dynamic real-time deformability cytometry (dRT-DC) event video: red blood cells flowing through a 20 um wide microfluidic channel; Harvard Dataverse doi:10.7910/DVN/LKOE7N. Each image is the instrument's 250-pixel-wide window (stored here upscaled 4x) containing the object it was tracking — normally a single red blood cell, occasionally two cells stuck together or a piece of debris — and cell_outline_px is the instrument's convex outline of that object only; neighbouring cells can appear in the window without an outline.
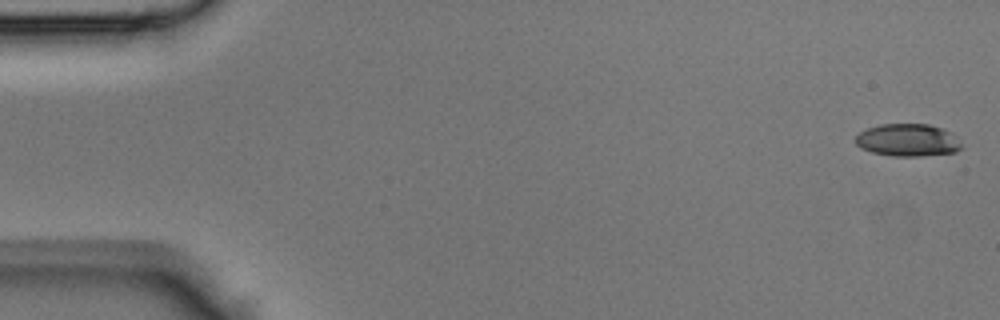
{"species": "Egyptian fruit bat (a non-hibernating species)", "species_latin": "Rousettus aegyptiacus", "temperature_condition": "room temperature", "stored_images_in_passage": 44, "camera_frame_rate_fps": 3000, "um_per_image_px": 0.085, "animal": {"sex": "male"}, "frame": {"image": 1, "passage_image": 1, "time_ms": 0.0, "image_size_px": [1000, 320], "cell_outline_px": [[964, 148], [956, 152], [920, 156], [892, 156], [872, 152], [860, 148], [856, 144], [856, 136], [860, 132], [868, 128], [880, 124], [928, 124], [944, 128], [952, 132]], "centroid_in_image_um": [77.19, 11.91], "position_along_channel_um": 7.8, "area_um2": 20.23}}
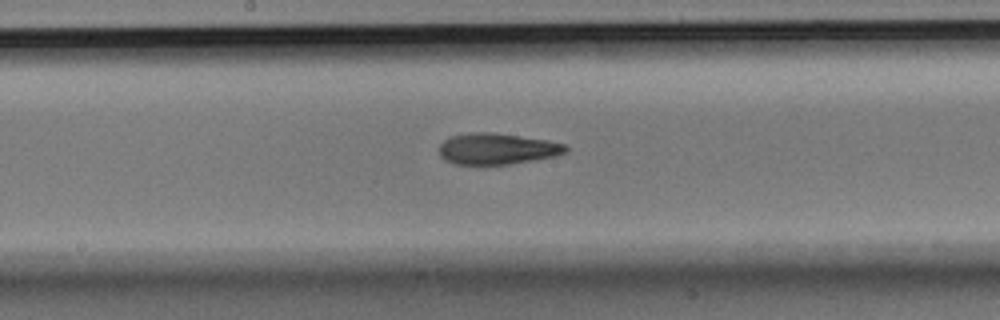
{"frame": {"image": 2, "passage_image": 23, "time_ms": 7.333, "image_size_px": [1000, 320], "cell_outline_px": [[568, 152], [552, 156], [508, 164], [456, 164], [444, 160], [440, 156], [440, 144], [444, 140], [452, 136], [468, 132], [492, 132], [548, 140], [564, 144], [568, 148]], "centroid_in_image_um": [42.22, 12.63], "position_along_channel_um": 206.0, "area_um2": 22.77}}
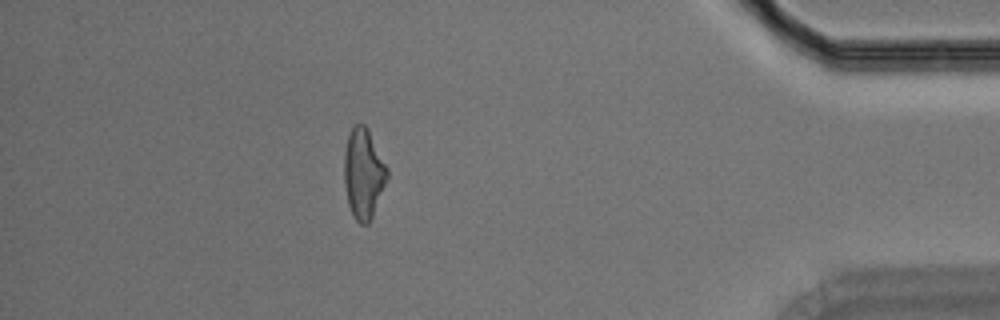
{"frame": {"image": 3, "passage_image": 39, "time_ms": 12.667, "image_size_px": [1000, 320], "cell_outline_px": [[388, 176], [372, 216], [368, 224], [360, 224], [352, 216], [348, 204], [344, 184], [344, 152], [348, 136], [352, 128], [356, 124], [364, 124], [368, 128], [388, 168]], "centroid_in_image_um": [30.88, 14.75], "position_along_channel_um": 404.3, "area_um2": 22.54}}